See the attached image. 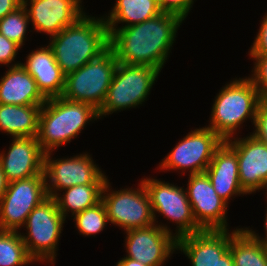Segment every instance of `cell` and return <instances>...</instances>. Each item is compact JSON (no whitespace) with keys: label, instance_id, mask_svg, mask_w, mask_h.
Masks as SVG:
<instances>
[{"label":"cell","instance_id":"cell-12","mask_svg":"<svg viewBox=\"0 0 267 266\" xmlns=\"http://www.w3.org/2000/svg\"><path fill=\"white\" fill-rule=\"evenodd\" d=\"M51 154L52 152L44 154L46 192L49 197H55L58 191L62 192L75 185L106 183V175L88 153L56 160L51 158Z\"/></svg>","mask_w":267,"mask_h":266},{"label":"cell","instance_id":"cell-7","mask_svg":"<svg viewBox=\"0 0 267 266\" xmlns=\"http://www.w3.org/2000/svg\"><path fill=\"white\" fill-rule=\"evenodd\" d=\"M160 71L146 65L119 63L98 116L136 108L145 102Z\"/></svg>","mask_w":267,"mask_h":266},{"label":"cell","instance_id":"cell-32","mask_svg":"<svg viewBox=\"0 0 267 266\" xmlns=\"http://www.w3.org/2000/svg\"><path fill=\"white\" fill-rule=\"evenodd\" d=\"M20 48L22 47L19 44L7 39L0 33V64L9 67L10 63L15 62V57H17Z\"/></svg>","mask_w":267,"mask_h":266},{"label":"cell","instance_id":"cell-15","mask_svg":"<svg viewBox=\"0 0 267 266\" xmlns=\"http://www.w3.org/2000/svg\"><path fill=\"white\" fill-rule=\"evenodd\" d=\"M225 142L237 154L239 180L243 190L249 195L267 189V145L252 134L246 138L232 137Z\"/></svg>","mask_w":267,"mask_h":266},{"label":"cell","instance_id":"cell-2","mask_svg":"<svg viewBox=\"0 0 267 266\" xmlns=\"http://www.w3.org/2000/svg\"><path fill=\"white\" fill-rule=\"evenodd\" d=\"M48 45L62 72L67 75L109 48V32L103 17L84 14L74 24L50 37Z\"/></svg>","mask_w":267,"mask_h":266},{"label":"cell","instance_id":"cell-25","mask_svg":"<svg viewBox=\"0 0 267 266\" xmlns=\"http://www.w3.org/2000/svg\"><path fill=\"white\" fill-rule=\"evenodd\" d=\"M105 184L75 185L64 189L63 195L58 193L55 200L58 210L67 218L71 212L72 216L80 213L86 208L92 207L102 200V191ZM69 212V213H68Z\"/></svg>","mask_w":267,"mask_h":266},{"label":"cell","instance_id":"cell-19","mask_svg":"<svg viewBox=\"0 0 267 266\" xmlns=\"http://www.w3.org/2000/svg\"><path fill=\"white\" fill-rule=\"evenodd\" d=\"M21 66L34 78L39 91L46 99L62 95L65 74L57 64L49 45L31 51L26 57V63H21Z\"/></svg>","mask_w":267,"mask_h":266},{"label":"cell","instance_id":"cell-28","mask_svg":"<svg viewBox=\"0 0 267 266\" xmlns=\"http://www.w3.org/2000/svg\"><path fill=\"white\" fill-rule=\"evenodd\" d=\"M29 21L25 6L21 5L15 11L8 13L3 19H0V33L22 47L30 24Z\"/></svg>","mask_w":267,"mask_h":266},{"label":"cell","instance_id":"cell-38","mask_svg":"<svg viewBox=\"0 0 267 266\" xmlns=\"http://www.w3.org/2000/svg\"><path fill=\"white\" fill-rule=\"evenodd\" d=\"M116 266H146V265H143L137 260L124 257L117 262Z\"/></svg>","mask_w":267,"mask_h":266},{"label":"cell","instance_id":"cell-20","mask_svg":"<svg viewBox=\"0 0 267 266\" xmlns=\"http://www.w3.org/2000/svg\"><path fill=\"white\" fill-rule=\"evenodd\" d=\"M218 196L227 204L234 195L247 194L240 185L236 152L224 141L205 170Z\"/></svg>","mask_w":267,"mask_h":266},{"label":"cell","instance_id":"cell-29","mask_svg":"<svg viewBox=\"0 0 267 266\" xmlns=\"http://www.w3.org/2000/svg\"><path fill=\"white\" fill-rule=\"evenodd\" d=\"M250 57L255 60V66L249 78L259 90L261 98L267 97V55H250Z\"/></svg>","mask_w":267,"mask_h":266},{"label":"cell","instance_id":"cell-11","mask_svg":"<svg viewBox=\"0 0 267 266\" xmlns=\"http://www.w3.org/2000/svg\"><path fill=\"white\" fill-rule=\"evenodd\" d=\"M47 197L45 175L9 182L0 201V230L18 232L28 215Z\"/></svg>","mask_w":267,"mask_h":266},{"label":"cell","instance_id":"cell-22","mask_svg":"<svg viewBox=\"0 0 267 266\" xmlns=\"http://www.w3.org/2000/svg\"><path fill=\"white\" fill-rule=\"evenodd\" d=\"M42 105L0 104V131L12 138L36 137Z\"/></svg>","mask_w":267,"mask_h":266},{"label":"cell","instance_id":"cell-35","mask_svg":"<svg viewBox=\"0 0 267 266\" xmlns=\"http://www.w3.org/2000/svg\"><path fill=\"white\" fill-rule=\"evenodd\" d=\"M216 266H234L232 254L228 250L217 262Z\"/></svg>","mask_w":267,"mask_h":266},{"label":"cell","instance_id":"cell-36","mask_svg":"<svg viewBox=\"0 0 267 266\" xmlns=\"http://www.w3.org/2000/svg\"><path fill=\"white\" fill-rule=\"evenodd\" d=\"M267 210V209H266ZM265 225H264V229H265V234L266 236L263 238H261L255 231H253L252 229H249L246 227V229L256 238L259 240V242H261L266 248H267V211L265 214Z\"/></svg>","mask_w":267,"mask_h":266},{"label":"cell","instance_id":"cell-23","mask_svg":"<svg viewBox=\"0 0 267 266\" xmlns=\"http://www.w3.org/2000/svg\"><path fill=\"white\" fill-rule=\"evenodd\" d=\"M162 13L157 0H116L107 16H103L107 28H123L142 23ZM125 25L117 27L118 24Z\"/></svg>","mask_w":267,"mask_h":266},{"label":"cell","instance_id":"cell-1","mask_svg":"<svg viewBox=\"0 0 267 266\" xmlns=\"http://www.w3.org/2000/svg\"><path fill=\"white\" fill-rule=\"evenodd\" d=\"M182 22L178 15L162 12L139 24L107 28L109 47L119 63L146 65L161 72Z\"/></svg>","mask_w":267,"mask_h":266},{"label":"cell","instance_id":"cell-4","mask_svg":"<svg viewBox=\"0 0 267 266\" xmlns=\"http://www.w3.org/2000/svg\"><path fill=\"white\" fill-rule=\"evenodd\" d=\"M210 125L206 126L224 141L232 138L247 118L254 125L261 96L253 81L248 77L239 78L226 84L215 97Z\"/></svg>","mask_w":267,"mask_h":266},{"label":"cell","instance_id":"cell-27","mask_svg":"<svg viewBox=\"0 0 267 266\" xmlns=\"http://www.w3.org/2000/svg\"><path fill=\"white\" fill-rule=\"evenodd\" d=\"M73 218L79 233L84 236L100 233L109 223L107 210L102 200L74 215Z\"/></svg>","mask_w":267,"mask_h":266},{"label":"cell","instance_id":"cell-9","mask_svg":"<svg viewBox=\"0 0 267 266\" xmlns=\"http://www.w3.org/2000/svg\"><path fill=\"white\" fill-rule=\"evenodd\" d=\"M142 182L148 192L153 216L156 221V212L161 216L172 220L177 225L174 236L179 237L202 231L197 225L189 203L186 190L174 184L155 178H143Z\"/></svg>","mask_w":267,"mask_h":266},{"label":"cell","instance_id":"cell-21","mask_svg":"<svg viewBox=\"0 0 267 266\" xmlns=\"http://www.w3.org/2000/svg\"><path fill=\"white\" fill-rule=\"evenodd\" d=\"M46 101L34 78L21 66V62L12 63L1 77L0 104L43 105Z\"/></svg>","mask_w":267,"mask_h":266},{"label":"cell","instance_id":"cell-26","mask_svg":"<svg viewBox=\"0 0 267 266\" xmlns=\"http://www.w3.org/2000/svg\"><path fill=\"white\" fill-rule=\"evenodd\" d=\"M33 262L19 232L0 230V266H23Z\"/></svg>","mask_w":267,"mask_h":266},{"label":"cell","instance_id":"cell-17","mask_svg":"<svg viewBox=\"0 0 267 266\" xmlns=\"http://www.w3.org/2000/svg\"><path fill=\"white\" fill-rule=\"evenodd\" d=\"M9 150L0 153V166L8 182L44 174V152L37 137L12 138Z\"/></svg>","mask_w":267,"mask_h":266},{"label":"cell","instance_id":"cell-24","mask_svg":"<svg viewBox=\"0 0 267 266\" xmlns=\"http://www.w3.org/2000/svg\"><path fill=\"white\" fill-rule=\"evenodd\" d=\"M229 250L234 266H267V248L246 228L230 233Z\"/></svg>","mask_w":267,"mask_h":266},{"label":"cell","instance_id":"cell-3","mask_svg":"<svg viewBox=\"0 0 267 266\" xmlns=\"http://www.w3.org/2000/svg\"><path fill=\"white\" fill-rule=\"evenodd\" d=\"M100 119L91 104L71 101L63 97L47 99L42 105L37 140L44 153L70 143L90 121Z\"/></svg>","mask_w":267,"mask_h":266},{"label":"cell","instance_id":"cell-10","mask_svg":"<svg viewBox=\"0 0 267 266\" xmlns=\"http://www.w3.org/2000/svg\"><path fill=\"white\" fill-rule=\"evenodd\" d=\"M224 140L208 127L191 130L159 164L163 170H182L187 168L189 175L205 173L215 151Z\"/></svg>","mask_w":267,"mask_h":266},{"label":"cell","instance_id":"cell-37","mask_svg":"<svg viewBox=\"0 0 267 266\" xmlns=\"http://www.w3.org/2000/svg\"><path fill=\"white\" fill-rule=\"evenodd\" d=\"M8 184L9 182L7 181L6 176L4 172L2 171V167L0 166V201L8 187Z\"/></svg>","mask_w":267,"mask_h":266},{"label":"cell","instance_id":"cell-6","mask_svg":"<svg viewBox=\"0 0 267 266\" xmlns=\"http://www.w3.org/2000/svg\"><path fill=\"white\" fill-rule=\"evenodd\" d=\"M65 217L58 210L54 197H47L28 215L24 226L27 236L20 233L28 255L36 262L55 264L58 242Z\"/></svg>","mask_w":267,"mask_h":266},{"label":"cell","instance_id":"cell-16","mask_svg":"<svg viewBox=\"0 0 267 266\" xmlns=\"http://www.w3.org/2000/svg\"><path fill=\"white\" fill-rule=\"evenodd\" d=\"M23 0L33 29L50 37L74 24L83 12L81 0ZM28 5L30 8L28 9Z\"/></svg>","mask_w":267,"mask_h":266},{"label":"cell","instance_id":"cell-31","mask_svg":"<svg viewBox=\"0 0 267 266\" xmlns=\"http://www.w3.org/2000/svg\"><path fill=\"white\" fill-rule=\"evenodd\" d=\"M162 12L178 15L183 21L192 8L194 0H157Z\"/></svg>","mask_w":267,"mask_h":266},{"label":"cell","instance_id":"cell-33","mask_svg":"<svg viewBox=\"0 0 267 266\" xmlns=\"http://www.w3.org/2000/svg\"><path fill=\"white\" fill-rule=\"evenodd\" d=\"M249 51V55H267V13Z\"/></svg>","mask_w":267,"mask_h":266},{"label":"cell","instance_id":"cell-30","mask_svg":"<svg viewBox=\"0 0 267 266\" xmlns=\"http://www.w3.org/2000/svg\"><path fill=\"white\" fill-rule=\"evenodd\" d=\"M252 135L267 145V97L261 98L254 121Z\"/></svg>","mask_w":267,"mask_h":266},{"label":"cell","instance_id":"cell-14","mask_svg":"<svg viewBox=\"0 0 267 266\" xmlns=\"http://www.w3.org/2000/svg\"><path fill=\"white\" fill-rule=\"evenodd\" d=\"M185 190L196 223L202 230H229L228 204L218 196L206 173L189 175Z\"/></svg>","mask_w":267,"mask_h":266},{"label":"cell","instance_id":"cell-8","mask_svg":"<svg viewBox=\"0 0 267 266\" xmlns=\"http://www.w3.org/2000/svg\"><path fill=\"white\" fill-rule=\"evenodd\" d=\"M109 186L107 179L102 191V201L111 224L118 225L124 231L155 224L150 198L142 181L139 184L140 188L136 189L110 191Z\"/></svg>","mask_w":267,"mask_h":266},{"label":"cell","instance_id":"cell-34","mask_svg":"<svg viewBox=\"0 0 267 266\" xmlns=\"http://www.w3.org/2000/svg\"><path fill=\"white\" fill-rule=\"evenodd\" d=\"M23 3V0H0V19H3L8 13L15 11Z\"/></svg>","mask_w":267,"mask_h":266},{"label":"cell","instance_id":"cell-5","mask_svg":"<svg viewBox=\"0 0 267 266\" xmlns=\"http://www.w3.org/2000/svg\"><path fill=\"white\" fill-rule=\"evenodd\" d=\"M118 61L109 47L97 58L90 60L77 71L65 75L61 97L91 104L99 110L107 96Z\"/></svg>","mask_w":267,"mask_h":266},{"label":"cell","instance_id":"cell-18","mask_svg":"<svg viewBox=\"0 0 267 266\" xmlns=\"http://www.w3.org/2000/svg\"><path fill=\"white\" fill-rule=\"evenodd\" d=\"M229 248V230H202L177 239V250L188 257L192 266H216Z\"/></svg>","mask_w":267,"mask_h":266},{"label":"cell","instance_id":"cell-13","mask_svg":"<svg viewBox=\"0 0 267 266\" xmlns=\"http://www.w3.org/2000/svg\"><path fill=\"white\" fill-rule=\"evenodd\" d=\"M126 258L146 266H163L177 250V238L168 226L153 224L126 231Z\"/></svg>","mask_w":267,"mask_h":266}]
</instances>
